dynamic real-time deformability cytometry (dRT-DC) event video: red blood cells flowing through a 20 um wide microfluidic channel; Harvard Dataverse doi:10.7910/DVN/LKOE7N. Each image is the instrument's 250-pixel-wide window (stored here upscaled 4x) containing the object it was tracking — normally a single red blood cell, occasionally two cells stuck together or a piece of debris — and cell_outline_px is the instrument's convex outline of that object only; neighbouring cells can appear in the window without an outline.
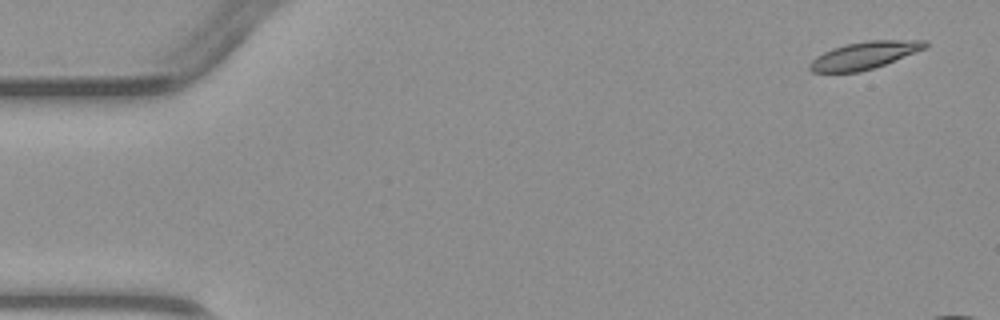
{"species": "common noctule bat (a hibernating species)", "species_latin": "Nyctalus noctula", "temperature_condition": "warm", "stored_images_in_passage": 4, "camera_frame_rate_fps": 3000, "um_per_image_px": 0.085, "animal": {"sex": "male", "body_mass_g": 23.1, "forearm_length_mm": 52.7}, "frame": {"image": 1, "passage_image": 1, "time_ms": 0.0, "image_size_px": [1000, 320], "cell_outline_px": [[928, 44], [924, 48], [916, 52], [884, 64], [860, 72], [812, 72], [808, 68], [808, 64], [816, 56], [832, 48], [844, 44], [868, 40], [928, 40]], "centroid_in_image_um": [73.44, 4.69], "position_along_channel_um": 11.6, "area_um2": 18.32}}